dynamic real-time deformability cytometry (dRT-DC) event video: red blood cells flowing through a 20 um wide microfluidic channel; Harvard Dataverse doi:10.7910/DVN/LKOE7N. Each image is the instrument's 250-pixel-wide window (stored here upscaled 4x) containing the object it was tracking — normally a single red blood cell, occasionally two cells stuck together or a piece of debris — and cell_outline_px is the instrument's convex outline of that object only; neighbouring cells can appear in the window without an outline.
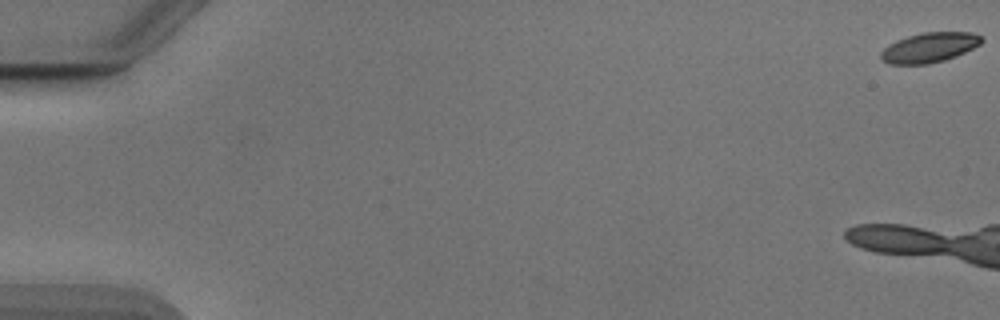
{"species": "Egyptian fruit bat (a non-hibernating species)", "species_latin": "Rousettus aegyptiacus", "temperature_condition": "cold", "stored_images_in_passage": 6, "camera_frame_rate_fps": 3000, "um_per_image_px": 0.085, "animal": {"sex": "male"}, "frame": {"image": 1, "passage_image": 1, "time_ms": 0.0, "image_size_px": [1000, 320], "cell_outline_px": [[984, 40], [980, 44], [956, 56], [944, 60], [928, 64], [888, 64], [880, 60], [880, 52], [888, 44], [896, 40], [908, 36], [924, 32], [972, 32], [980, 36]], "centroid_in_image_um": [78.96, 4.04], "position_along_channel_um": 6.0, "area_um2": 17.57}}